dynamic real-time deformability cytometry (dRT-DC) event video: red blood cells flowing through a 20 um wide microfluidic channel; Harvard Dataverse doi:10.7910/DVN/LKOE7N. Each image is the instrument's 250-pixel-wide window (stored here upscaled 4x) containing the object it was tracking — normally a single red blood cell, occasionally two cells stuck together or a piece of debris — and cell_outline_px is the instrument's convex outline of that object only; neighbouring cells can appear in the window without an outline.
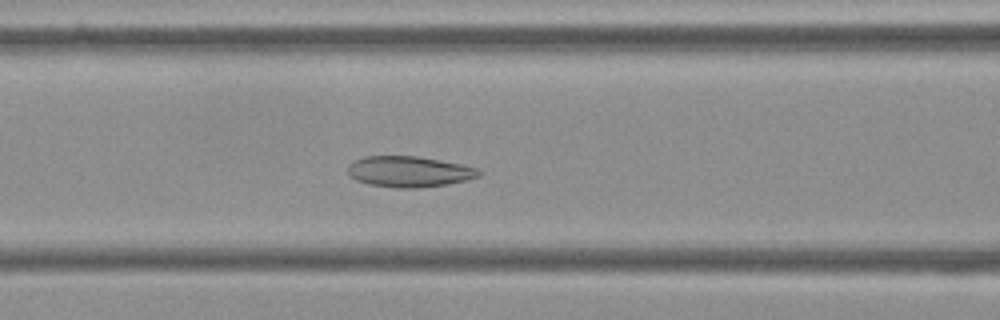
{"species": "Egyptian fruit bat (a non-hibernating species)", "species_latin": "Rousettus aegyptiacus", "temperature_condition": "cold", "stored_images_in_passage": 56, "camera_frame_rate_fps": 3000, "um_per_image_px": 0.085, "frame": {"image": 1, "passage_image": 23, "time_ms": 7.333, "image_size_px": [1000, 320], "cell_outline_px": [[480, 176], [448, 184], [416, 188], [396, 188], [368, 184], [356, 180], [348, 176], [348, 164], [364, 156], [416, 156], [460, 164], [476, 168], [480, 172]], "centroid_in_image_um": [34.72, 14.59], "position_along_channel_um": 131.9, "area_um2": 23.41}}
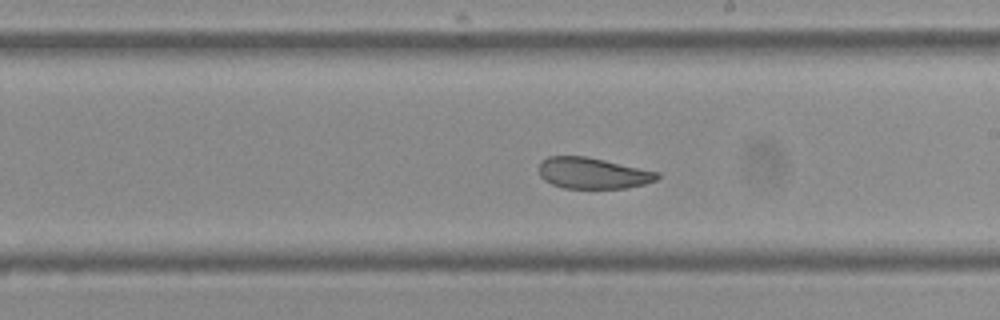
{"frame": {"image": 2, "passage_image": 32, "time_ms": 10.333, "image_size_px": [1000, 320], "cell_outline_px": [[660, 176], [656, 180], [644, 184], [628, 188], [564, 188], [552, 184], [544, 180], [540, 176], [540, 160], [548, 156], [584, 156], [604, 160], [660, 172]], "centroid_in_image_um": [50.39, 14.72], "position_along_channel_um": 238.6, "area_um2": 21.44}}
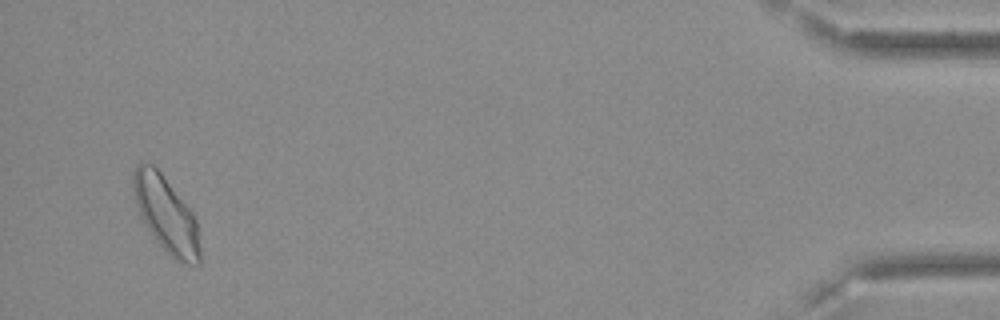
{"frame": {"image": 3, "passage_image": 54, "time_ms": 17.667, "image_size_px": [1000, 320], "cell_outline_px": [[200, 264], [188, 264], [176, 260], [156, 240], [140, 216], [132, 188], [132, 172], [140, 160], [152, 164], [160, 172], [192, 212], [196, 220], [200, 248]], "centroid_in_image_um": [14.1, 18.19], "position_along_channel_um": 421.1, "area_um2": 29.02}, "authors_computed_cell_mechanics": {"area_um2": 25.1141, "velocity_mm_per_s": 3.5653, "shape_relaxation_time_tau1_ms": null, "shape_relaxation_time_tau2_ms": 1.9705, "deformation_change_tau1": null, "deformation_change_tau2": 0.0793}}